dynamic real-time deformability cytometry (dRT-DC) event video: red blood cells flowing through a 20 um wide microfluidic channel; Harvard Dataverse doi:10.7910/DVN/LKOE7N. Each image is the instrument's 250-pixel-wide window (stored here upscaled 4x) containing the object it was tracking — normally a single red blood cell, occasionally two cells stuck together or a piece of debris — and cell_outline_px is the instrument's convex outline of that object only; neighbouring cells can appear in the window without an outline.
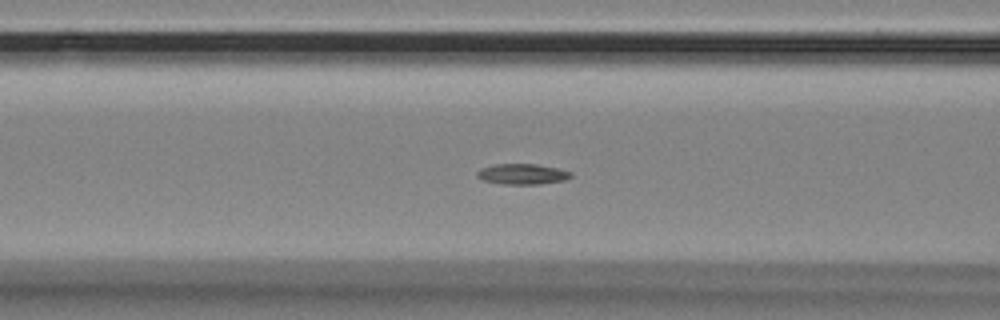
{"species": "Egyptian fruit bat (a non-hibernating species)", "species_latin": "Rousettus aegyptiacus", "temperature_condition": "room temperature", "stored_images_in_passage": 58, "camera_frame_rate_fps": 3000, "um_per_image_px": 0.085, "animal": {"sex": "female"}, "frame": {"image": 1, "passage_image": 23, "time_ms": 7.333, "image_size_px": [1000, 320], "cell_outline_px": [[572, 176], [564, 180], [540, 184], [504, 184], [484, 180], [476, 176], [476, 172], [480, 168], [496, 164], [536, 164], [556, 168], [572, 172]], "centroid_in_image_um": [44.39, 14.79], "position_along_channel_um": 122.2, "area_um2": 11.16}}
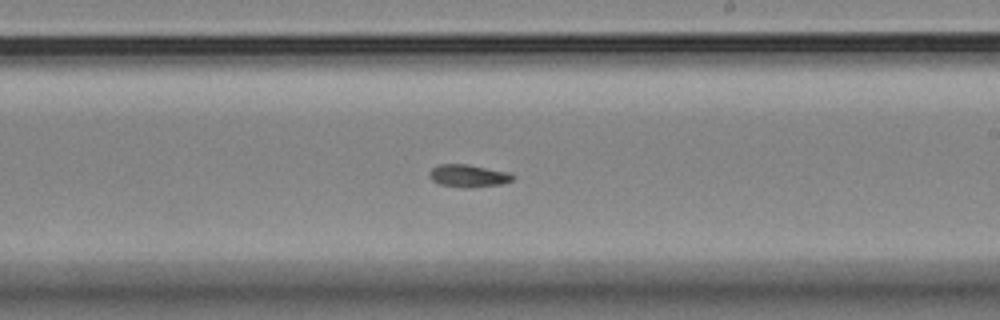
{"frame": {"image": 2, "passage_image": 34, "time_ms": 11.0, "image_size_px": [1000, 320], "cell_outline_px": [[516, 176], [512, 180], [500, 184], [472, 188], [464, 188], [440, 184], [432, 180], [428, 176], [428, 172], [432, 168], [440, 164], [468, 164], [508, 172]], "centroid_in_image_um": [39.79, 14.94], "position_along_channel_um": 249.2, "area_um2": 11.04}}
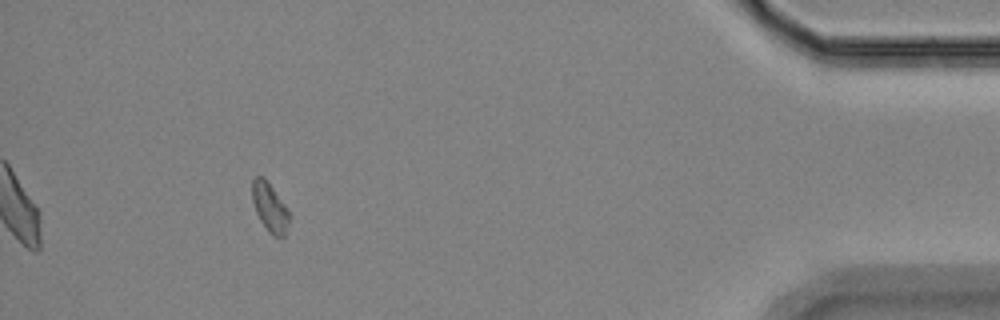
{"frame": {"image": 3, "passage_image": 53, "time_ms": 17.333, "image_size_px": [1000, 320], "cell_outline_px": [[288, 220], [284, 236], [280, 240], [272, 236], [268, 232], [260, 220], [256, 212], [252, 200], [252, 180], [256, 176], [260, 176], [272, 188], [284, 204], [288, 212]], "centroid_in_image_um": [22.9, 17.69], "position_along_channel_um": 412.3, "area_um2": 10.23}}